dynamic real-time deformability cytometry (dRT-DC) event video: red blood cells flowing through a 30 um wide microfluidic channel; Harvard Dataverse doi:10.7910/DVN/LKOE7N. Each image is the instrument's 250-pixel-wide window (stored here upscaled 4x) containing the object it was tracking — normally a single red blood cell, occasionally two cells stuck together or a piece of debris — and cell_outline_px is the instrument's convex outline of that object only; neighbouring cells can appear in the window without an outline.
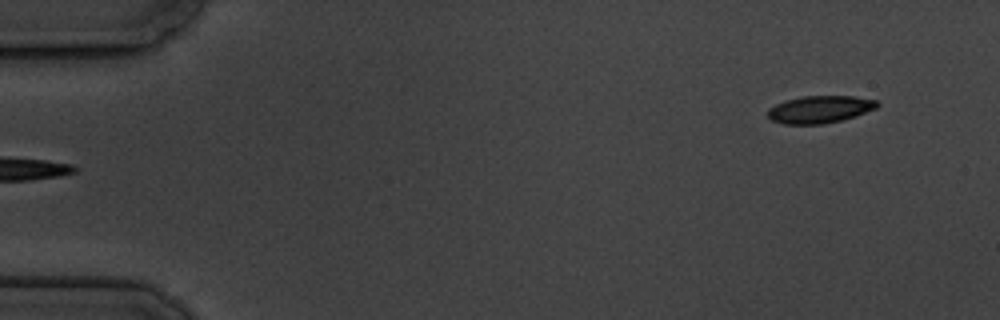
{"species": "common noctule bat (a hibernating species)", "species_latin": "Nyctalus noctula", "temperature_condition": "cold", "stored_images_in_passage": 5, "segment_of_instrument_passage": [2, 2], "camera_frame_rate_fps": 3000, "um_per_image_px": 0.085, "animal": {"sex": "male", "body_mass_g": 19.5, "forearm_length_mm": 54.6}, "frame": {"image": 1, "passage_image": 5, "time_ms": 5.667, "image_size_px": [1000, 320], "cell_outline_px": [[880, 104], [876, 108], [856, 116], [840, 120], [820, 124], [784, 124], [772, 120], [768, 116], [768, 108], [784, 100], [804, 96], [852, 96], [876, 100]], "centroid_in_image_um": [69.67, 9.29], "position_along_channel_um": 15.3, "area_um2": 17.34}}